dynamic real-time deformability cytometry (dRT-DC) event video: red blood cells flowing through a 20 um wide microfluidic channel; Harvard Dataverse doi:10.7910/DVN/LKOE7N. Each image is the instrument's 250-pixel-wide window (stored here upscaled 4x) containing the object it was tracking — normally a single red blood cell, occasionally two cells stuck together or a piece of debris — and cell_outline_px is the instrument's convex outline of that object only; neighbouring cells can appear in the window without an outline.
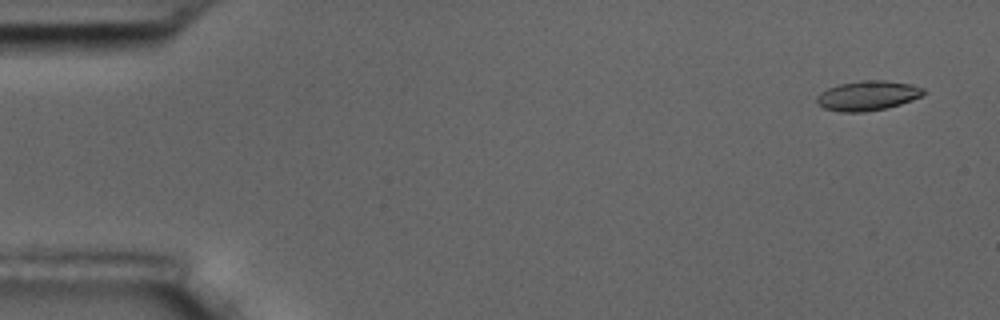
{"species": "common noctule bat (a hibernating species)", "species_latin": "Nyctalus noctula", "temperature_condition": "room temperature", "stored_images_in_passage": 5, "camera_frame_rate_fps": 3000, "um_per_image_px": 0.085, "animal": {"sex": "male", "body_mass_g": 17.5, "forearm_length_mm": 52.3}, "frame": {"image": 1, "passage_image": 1, "time_ms": 0.0, "image_size_px": [1000, 320], "cell_outline_px": [[924, 92], [920, 96], [912, 100], [900, 104], [884, 108], [864, 112], [840, 112], [824, 108], [816, 104], [816, 96], [820, 92], [828, 88], [840, 84], [860, 80], [884, 80], [912, 84], [924, 88]], "centroid_in_image_um": [73.71, 8.12], "position_along_channel_um": 11.3, "area_um2": 18.5}}
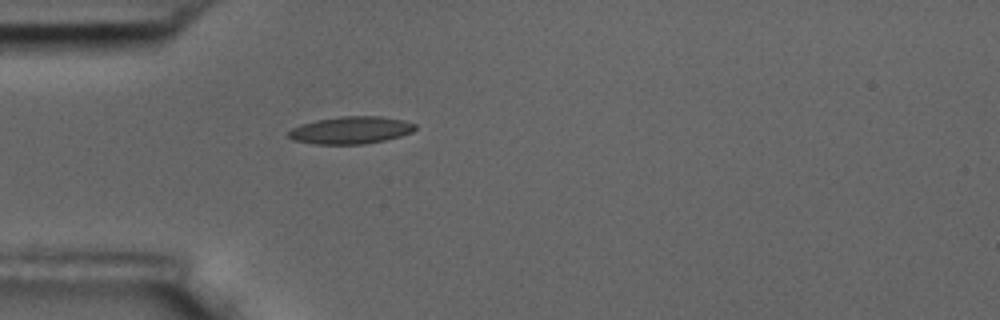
{"frame": {"image": 2, "passage_image": 5, "time_ms": 4.667, "image_size_px": [1000, 320], "cell_outline_px": [[416, 128], [412, 132], [400, 136], [384, 140], [364, 144], [316, 144], [292, 140], [288, 136], [288, 132], [292, 128], [300, 124], [316, 120], [340, 116], [380, 116], [404, 120], [416, 124]], "centroid_in_image_um": [29.81, 11.06], "position_along_channel_um": 55.2, "area_um2": 20.23}}